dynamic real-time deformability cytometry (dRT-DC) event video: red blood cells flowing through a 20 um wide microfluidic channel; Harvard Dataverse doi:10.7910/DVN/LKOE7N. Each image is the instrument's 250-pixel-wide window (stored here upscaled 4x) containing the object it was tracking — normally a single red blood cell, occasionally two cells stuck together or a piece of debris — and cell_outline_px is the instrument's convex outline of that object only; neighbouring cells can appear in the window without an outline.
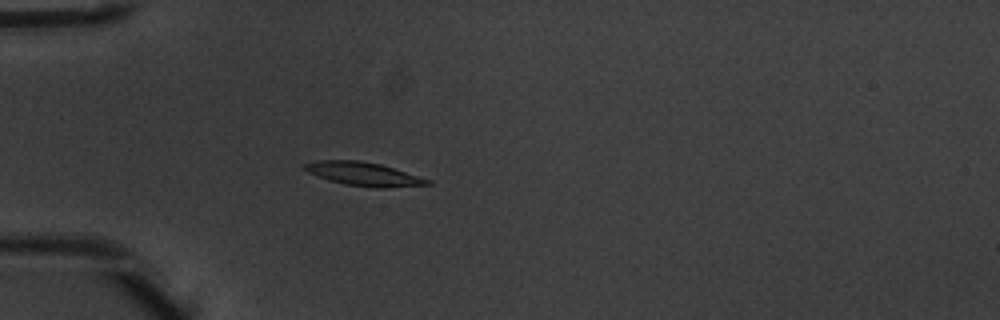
{"species": "common noctule bat (a hibernating species)", "species_latin": "Nyctalus noctula", "temperature_condition": "warm", "stored_images_in_passage": 3, "camera_frame_rate_fps": 3000, "um_per_image_px": 0.085, "animal": {"sex": "male", "body_mass_g": 20.1, "forearm_length_mm": 53.5}, "frame": {"image": 1, "passage_image": 3, "time_ms": 0.667, "image_size_px": [1000, 320], "cell_outline_px": [[432, 184], [388, 188], [376, 188], [344, 184], [328, 180], [308, 172], [304, 168], [304, 164], [316, 160], [360, 160], [380, 164], [432, 180]], "centroid_in_image_um": [30.93, 14.79], "position_along_channel_um": 54.1, "area_um2": 16.88}}